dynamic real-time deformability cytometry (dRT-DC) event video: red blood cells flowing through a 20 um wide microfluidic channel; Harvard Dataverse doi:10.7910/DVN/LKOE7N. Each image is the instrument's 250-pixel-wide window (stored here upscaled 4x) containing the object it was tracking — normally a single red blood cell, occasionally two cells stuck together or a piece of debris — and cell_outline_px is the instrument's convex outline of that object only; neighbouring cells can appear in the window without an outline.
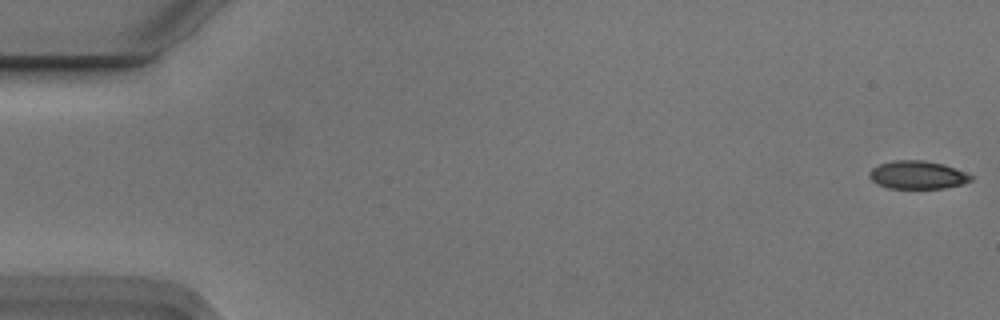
{"species": "Egyptian fruit bat (a non-hibernating species)", "species_latin": "Rousettus aegyptiacus", "temperature_condition": "cold", "stored_images_in_passage": 17, "camera_frame_rate_fps": 3000, "um_per_image_px": 0.085, "animal": {"sex": "male"}, "frame": {"image": 1, "passage_image": 1, "time_ms": 0.0, "image_size_px": [1000, 320], "cell_outline_px": [[972, 180], [964, 184], [944, 188], [888, 188], [876, 184], [868, 176], [868, 172], [872, 168], [880, 164], [892, 160], [924, 160], [944, 164], [964, 172], [972, 176]], "centroid_in_image_um": [77.96, 14.87], "position_along_channel_um": 7.0, "area_um2": 16.7}}
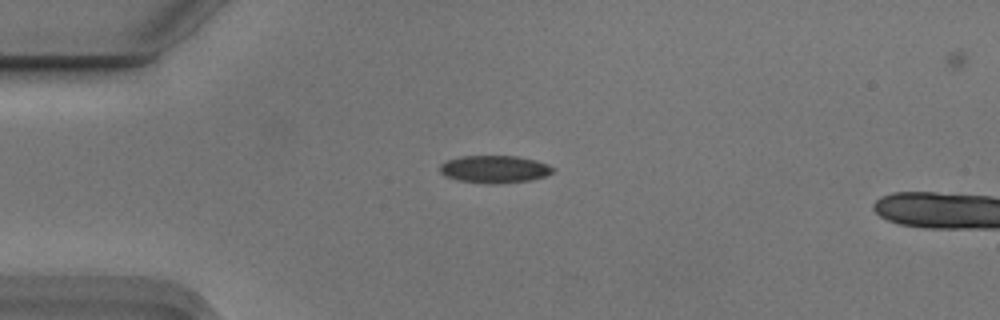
{"frame": {"image": 2, "passage_image": 14, "time_ms": 4.333, "image_size_px": [1000, 320], "cell_outline_px": [[552, 172], [544, 176], [532, 180], [496, 184], [492, 184], [456, 180], [444, 176], [440, 172], [440, 164], [444, 160], [460, 156], [516, 156], [536, 160], [548, 164], [552, 168]], "centroid_in_image_um": [41.97, 14.38], "position_along_channel_um": 43.0, "area_um2": 18.21}}